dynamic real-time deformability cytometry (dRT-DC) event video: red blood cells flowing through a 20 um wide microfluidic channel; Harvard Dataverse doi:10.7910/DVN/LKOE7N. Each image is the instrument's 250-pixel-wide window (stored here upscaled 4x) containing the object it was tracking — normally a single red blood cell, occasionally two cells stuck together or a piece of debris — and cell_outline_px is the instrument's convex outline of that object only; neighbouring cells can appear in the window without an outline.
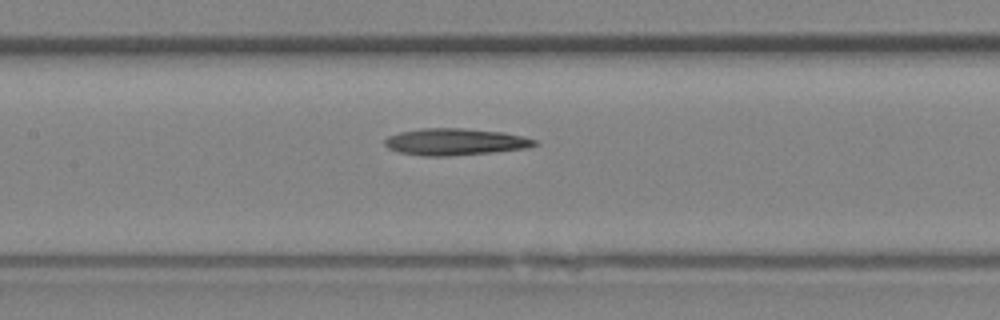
{"species": "Egyptian fruit bat (a non-hibernating species)", "species_latin": "Rousettus aegyptiacus", "temperature_condition": "room temperature", "stored_images_in_passage": 18, "camera_frame_rate_fps": 3000, "um_per_image_px": 0.085, "animal": {"sex": "female"}, "frame": {"image": 1, "passage_image": 6, "time_ms": 1.667, "image_size_px": [1000, 320], "cell_outline_px": [[540, 144], [528, 148], [492, 152], [448, 156], [424, 156], [400, 152], [388, 148], [384, 144], [384, 140], [388, 136], [400, 132], [420, 128], [464, 128], [504, 132], [524, 136], [536, 140]], "centroid_in_image_um": [38.72, 12.05], "position_along_channel_um": 168.7, "area_um2": 23.52}}
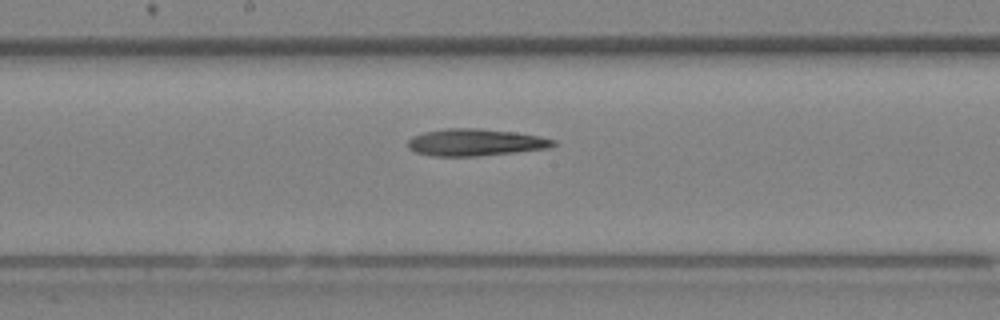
{"frame": {"image": 2, "passage_image": 8, "time_ms": 2.333, "image_size_px": [1000, 320], "cell_outline_px": [[556, 144], [548, 148], [516, 152], [476, 156], [432, 156], [416, 152], [408, 148], [408, 140], [412, 136], [424, 132], [444, 128], [480, 128], [512, 132], [540, 136], [556, 140]], "centroid_in_image_um": [40.38, 12.1], "position_along_channel_um": 207.8, "area_um2": 22.89}}
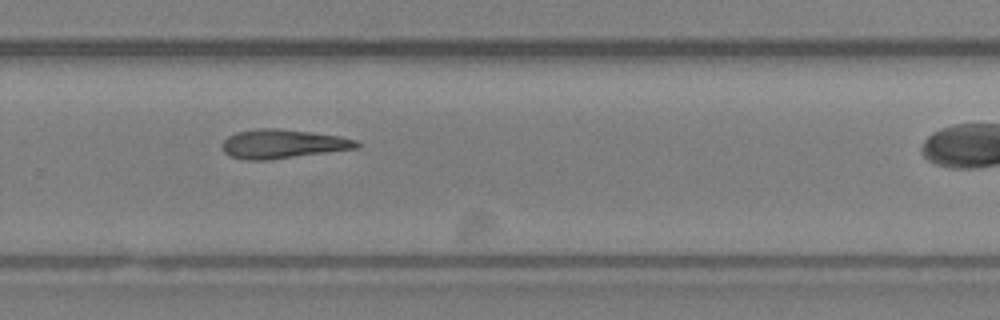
{"frame": {"image": 3, "passage_image": 13, "time_ms": 4.0, "image_size_px": [1000, 320], "cell_outline_px": [[360, 148], [268, 160], [244, 160], [228, 156], [224, 152], [220, 144], [228, 136], [236, 132], [256, 128], [280, 128], [312, 132], [340, 136], [356, 140], [360, 144]], "centroid_in_image_um": [24.01, 12.23], "position_along_channel_um": 305.8, "area_um2": 23.06}}